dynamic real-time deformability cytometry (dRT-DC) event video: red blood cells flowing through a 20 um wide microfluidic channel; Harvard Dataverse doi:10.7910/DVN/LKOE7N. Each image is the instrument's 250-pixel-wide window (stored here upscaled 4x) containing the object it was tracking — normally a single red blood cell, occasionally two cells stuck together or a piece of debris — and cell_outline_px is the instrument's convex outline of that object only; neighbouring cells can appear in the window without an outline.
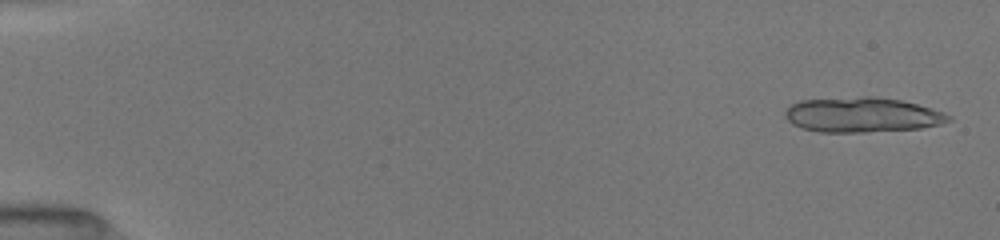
{"species": "common noctule bat (a hibernating species)", "species_latin": "Nyctalus noctula", "temperature_condition": "room temperature", "stored_images_in_passage": 29, "camera_frame_rate_fps": 3000, "um_per_image_px": 0.085, "animal": {"sex": "female", "body_mass_g": 19.5, "forearm_length_mm": 54.1}, "frame": {"image": 1, "passage_image": 2, "time_ms": 0.333, "image_size_px": [1000, 240], "cell_outline_px": [[952, 120], [940, 124], [920, 128], [864, 132], [820, 132], [804, 128], [792, 124], [784, 116], [784, 112], [792, 104], [800, 100], [864, 96], [876, 96], [900, 100], [932, 108], [944, 112], [952, 116]], "centroid_in_image_um": [73.29, 9.75], "position_along_channel_um": 11.7, "area_um2": 33.29}}
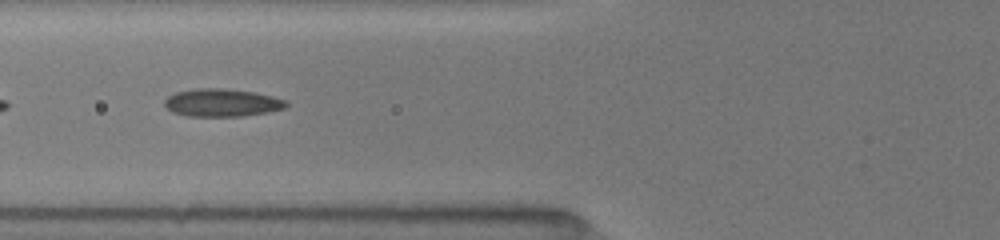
{"frame": {"image": 2, "passage_image": 21, "time_ms": 6.667, "image_size_px": [1000, 240], "cell_outline_px": [[288, 104], [284, 108], [268, 112], [240, 116], [188, 116], [172, 112], [164, 104], [164, 100], [168, 96], [176, 92], [196, 88], [224, 88], [256, 92], [288, 100]], "centroid_in_image_um": [18.88, 8.72], "position_along_channel_um": 106.9, "area_um2": 19.77}}